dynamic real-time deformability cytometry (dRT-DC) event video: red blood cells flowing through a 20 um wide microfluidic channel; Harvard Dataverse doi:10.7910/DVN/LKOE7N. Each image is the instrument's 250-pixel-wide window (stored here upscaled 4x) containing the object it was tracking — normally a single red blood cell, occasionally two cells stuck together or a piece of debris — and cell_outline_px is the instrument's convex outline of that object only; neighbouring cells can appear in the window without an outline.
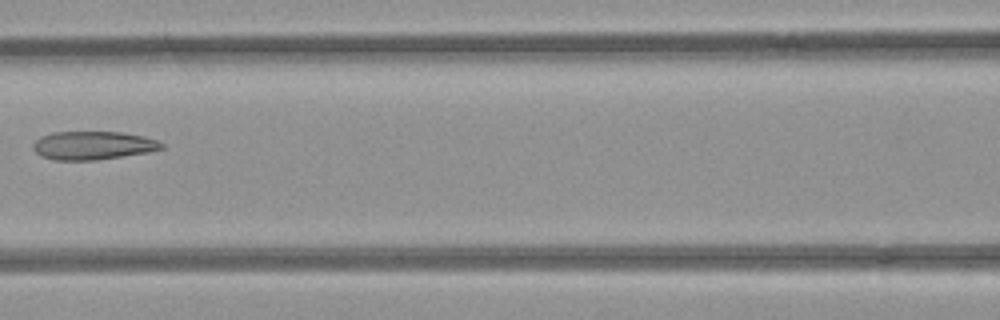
{"species": "common noctule bat (a hibernating species)", "species_latin": "Nyctalus noctula", "temperature_condition": "room temperature", "stored_images_in_passage": 7, "camera_frame_rate_fps": 3000, "um_per_image_px": 0.085, "animal": {"sex": "female", "body_mass_g": 21.9}, "frame": {"image": 1, "passage_image": 6, "time_ms": 1.667, "image_size_px": [1000, 320], "cell_outline_px": [[164, 148], [148, 152], [96, 160], [56, 160], [40, 156], [32, 148], [32, 144], [40, 136], [52, 132], [124, 132], [144, 136], [156, 140], [164, 144]], "centroid_in_image_um": [7.88, 12.36], "position_along_channel_um": 158.7, "area_um2": 21.33}}
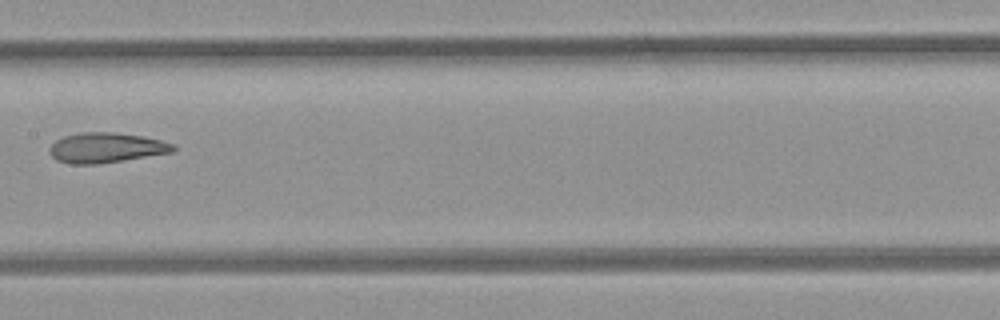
{"frame": {"image": 2, "passage_image": 7, "time_ms": 2.0, "image_size_px": [1000, 320], "cell_outline_px": [[176, 148], [172, 152], [96, 164], [72, 164], [56, 160], [48, 152], [48, 148], [56, 140], [64, 136], [84, 132], [116, 132], [144, 136], [176, 144]], "centroid_in_image_um": [9.01, 12.54], "position_along_channel_um": 198.4, "area_um2": 21.62}}